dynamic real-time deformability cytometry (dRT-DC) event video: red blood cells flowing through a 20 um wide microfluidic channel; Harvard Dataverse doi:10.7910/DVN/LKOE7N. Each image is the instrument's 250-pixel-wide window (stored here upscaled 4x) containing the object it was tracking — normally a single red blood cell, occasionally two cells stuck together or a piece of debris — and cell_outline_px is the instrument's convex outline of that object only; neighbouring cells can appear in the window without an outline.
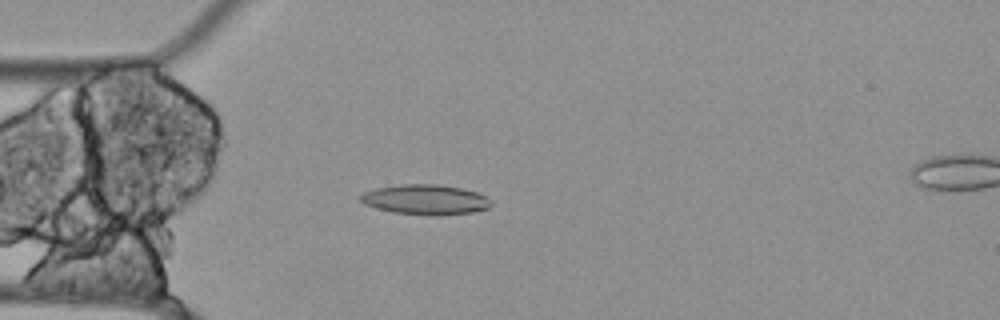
{"species": "Egyptian fruit bat (a non-hibernating species)", "species_latin": "Rousettus aegyptiacus", "temperature_condition": "cold", "stored_images_in_passage": 6, "camera_frame_rate_fps": 3000, "um_per_image_px": 0.085, "animal": {"sex": "female"}, "frame": {"image": 1, "passage_image": 6, "time_ms": 1.667, "image_size_px": [1000, 320], "cell_outline_px": [[492, 204], [488, 208], [472, 212], [440, 216], [432, 216], [392, 212], [376, 208], [364, 204], [360, 200], [360, 196], [364, 192], [376, 188], [400, 184], [436, 184], [460, 188], [476, 192], [492, 200]], "centroid_in_image_um": [36.16, 16.97], "position_along_channel_um": 48.8, "area_um2": 22.95}}